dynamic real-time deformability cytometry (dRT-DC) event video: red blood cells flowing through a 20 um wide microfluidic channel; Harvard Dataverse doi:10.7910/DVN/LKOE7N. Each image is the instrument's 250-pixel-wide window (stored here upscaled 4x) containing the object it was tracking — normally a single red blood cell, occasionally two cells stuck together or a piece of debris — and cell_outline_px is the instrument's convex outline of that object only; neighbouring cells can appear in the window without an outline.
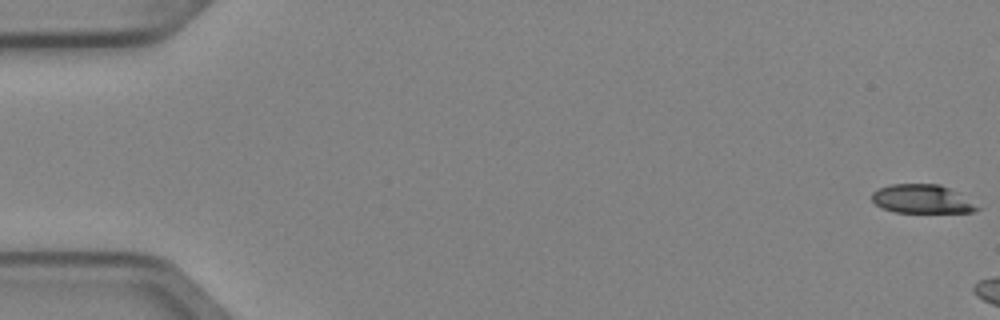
{"species": "Egyptian fruit bat (a non-hibernating species)", "species_latin": "Rousettus aegyptiacus", "temperature_condition": "cold", "stored_images_in_passage": 3, "camera_frame_rate_fps": 3000, "um_per_image_px": 0.085, "animal": {"sex": "female"}, "frame": {"image": 1, "passage_image": 1, "time_ms": 0.0, "image_size_px": [1000, 320], "cell_outline_px": [[980, 208], [972, 212], [896, 212], [880, 208], [872, 200], [872, 192], [888, 184], [940, 184], [948, 188]], "centroid_in_image_um": [78.27, 16.91], "position_along_channel_um": 6.7, "area_um2": 17.22}}